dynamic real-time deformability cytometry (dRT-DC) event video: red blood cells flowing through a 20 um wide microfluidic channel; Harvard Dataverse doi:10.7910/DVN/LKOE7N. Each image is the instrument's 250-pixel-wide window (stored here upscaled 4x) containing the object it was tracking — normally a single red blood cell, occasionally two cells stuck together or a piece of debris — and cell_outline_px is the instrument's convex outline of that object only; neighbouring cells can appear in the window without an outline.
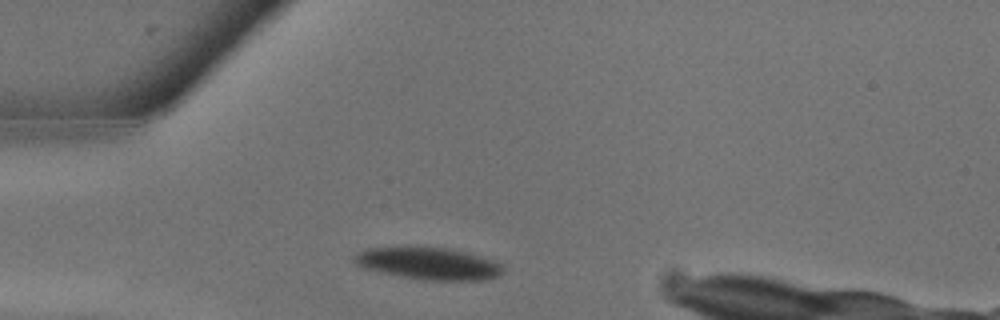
{"species": "common noctule bat (a hibernating species)", "species_latin": "Nyctalus noctula", "temperature_condition": "warm", "stored_images_in_passage": 11, "camera_frame_rate_fps": 3000, "um_per_image_px": 0.085, "animal": {"sex": "male", "body_mass_g": 13.3}, "frame": {"image": 1, "passage_image": 2, "time_ms": 0.333, "image_size_px": [1000, 320], "cell_outline_px": [[504, 272], [496, 276], [484, 280], [424, 280], [400, 276], [364, 268], [356, 264], [352, 260], [352, 256], [356, 252], [364, 248], [444, 248], [464, 252], [480, 256], [492, 260], [500, 264], [504, 268]], "centroid_in_image_um": [36.39, 22.41], "position_along_channel_um": 48.6, "area_um2": 27.4}}
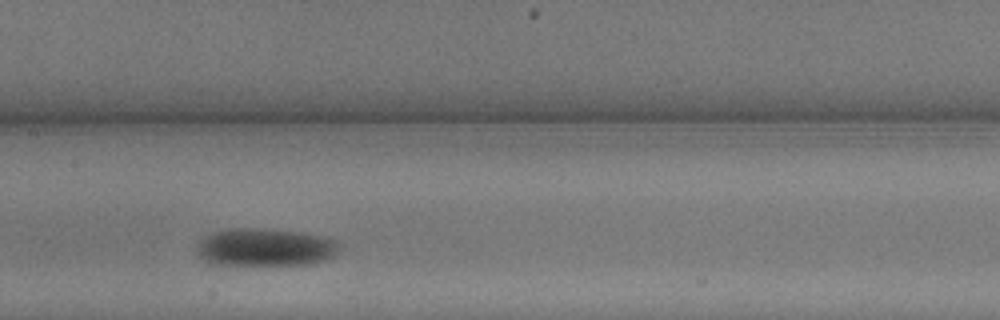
{"frame": {"image": 2, "passage_image": 8, "time_ms": 2.333, "image_size_px": [1000, 320], "cell_outline_px": [[340, 244], [332, 256], [324, 260], [312, 264], [220, 264], [204, 260], [200, 256], [196, 248], [200, 240], [204, 236], [212, 232], [228, 228], [268, 228], [300, 232], [320, 236], [336, 240]], "centroid_in_image_um": [22.51, 20.99], "position_along_channel_um": 184.9, "area_um2": 31.15}}
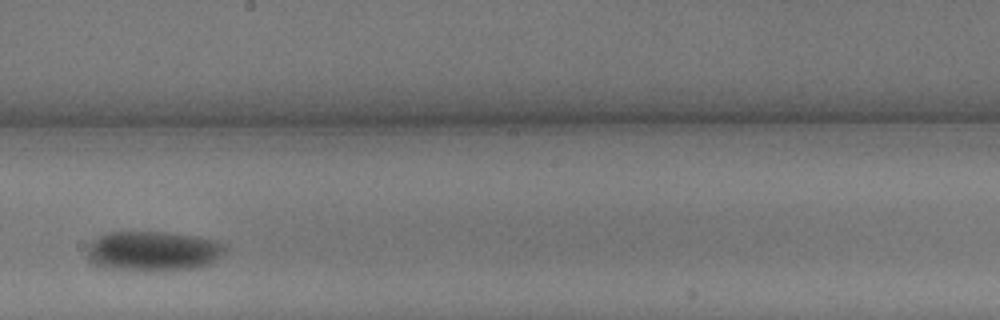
{"frame": {"image": 3, "passage_image": 10, "time_ms": 3.0, "image_size_px": [1000, 320], "cell_outline_px": [[224, 252], [216, 260], [208, 264], [196, 268], [144, 272], [112, 268], [96, 264], [88, 256], [88, 244], [92, 240], [108, 232], [164, 232], [192, 236], [216, 240], [224, 244]], "centroid_in_image_um": [13.02, 21.35], "position_along_channel_um": 235.2, "area_um2": 31.91}}